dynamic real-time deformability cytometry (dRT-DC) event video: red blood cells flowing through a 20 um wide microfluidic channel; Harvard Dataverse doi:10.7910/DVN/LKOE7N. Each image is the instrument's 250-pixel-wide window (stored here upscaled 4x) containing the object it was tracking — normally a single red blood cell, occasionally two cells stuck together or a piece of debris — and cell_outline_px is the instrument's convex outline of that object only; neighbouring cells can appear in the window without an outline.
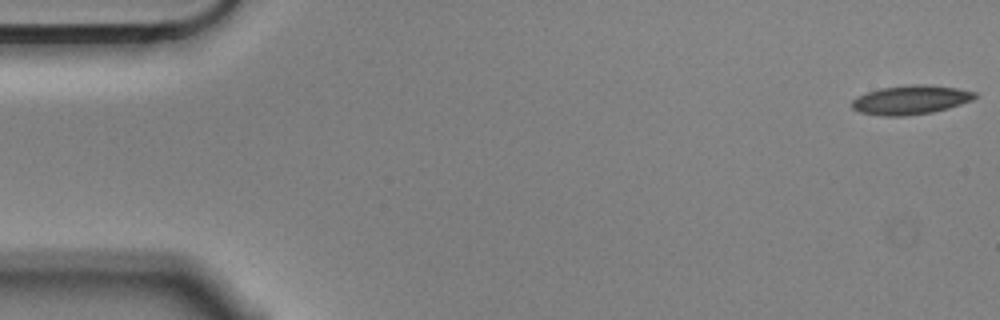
{"species": "Egyptian fruit bat (a non-hibernating species)", "species_latin": "Rousettus aegyptiacus", "temperature_condition": "cold", "stored_images_in_passage": 11, "camera_frame_rate_fps": 3000, "um_per_image_px": 0.085, "animal": {"sex": "male"}, "frame": {"image": 1, "passage_image": 1, "time_ms": 0.0, "image_size_px": [1000, 320], "cell_outline_px": [[976, 96], [972, 100], [948, 108], [932, 112], [908, 116], [884, 116], [860, 112], [852, 108], [852, 100], [856, 96], [880, 88], [904, 84], [924, 84], [956, 88], [976, 92]], "centroid_in_image_um": [77.38, 8.48], "position_along_channel_um": 7.6, "area_um2": 20.87}}